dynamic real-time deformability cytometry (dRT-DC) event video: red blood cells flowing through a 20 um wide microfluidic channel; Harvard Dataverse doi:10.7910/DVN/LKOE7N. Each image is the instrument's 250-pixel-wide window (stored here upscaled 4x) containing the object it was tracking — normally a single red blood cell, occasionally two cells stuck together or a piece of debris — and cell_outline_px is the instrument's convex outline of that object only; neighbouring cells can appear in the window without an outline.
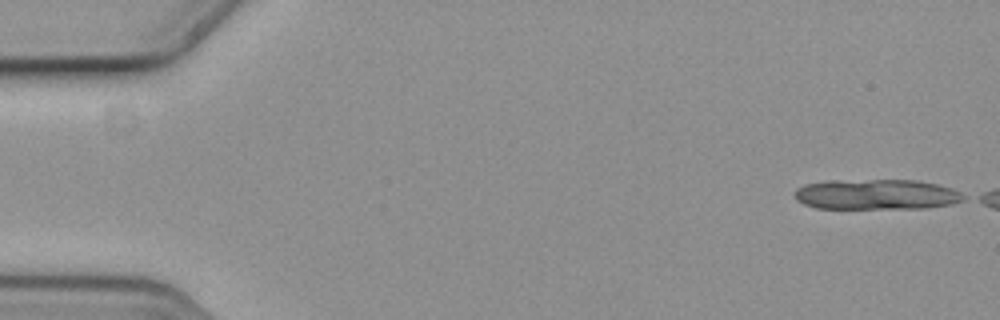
{"species": "common noctule bat (a hibernating species)", "species_latin": "Nyctalus noctula", "temperature_condition": "cold", "stored_images_in_passage": 5, "camera_frame_rate_fps": 3000, "um_per_image_px": 0.085, "animal": {"sex": "female", "body_mass_g": 19.3, "forearm_length_mm": 54.1}, "frame": {"image": 1, "passage_image": 1, "time_ms": 0.0, "image_size_px": [1000, 320], "cell_outline_px": [[968, 196], [964, 200], [952, 204], [924, 208], [816, 208], [804, 204], [796, 200], [796, 188], [804, 184], [828, 180], [916, 180], [936, 184], [952, 188]], "centroid_in_image_um": [74.51, 16.52], "position_along_channel_um": 10.5, "area_um2": 30.0}}